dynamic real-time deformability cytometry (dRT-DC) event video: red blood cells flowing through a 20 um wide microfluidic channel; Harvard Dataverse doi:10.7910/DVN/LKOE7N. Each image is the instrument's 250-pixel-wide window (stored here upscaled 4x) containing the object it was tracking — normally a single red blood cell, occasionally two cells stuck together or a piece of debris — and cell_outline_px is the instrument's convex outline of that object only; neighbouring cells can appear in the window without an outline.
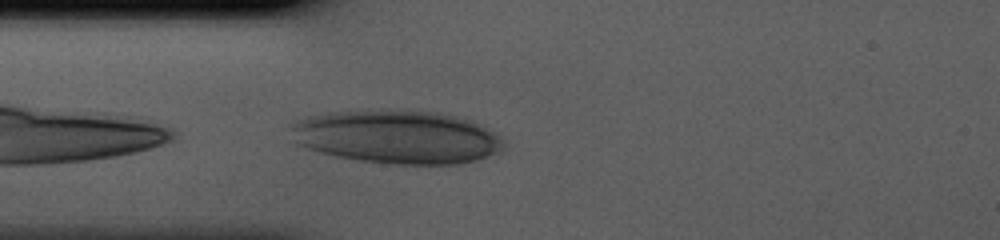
{"species": "human", "species_latin": "Homo sapiens", "temperature_condition": "cold", "stored_images_in_passage": 28, "camera_frame_rate_fps": 3000, "um_per_image_px": 0.085, "donor": {"sex": "male"}, "frame": {"image": 1, "passage_image": 1, "time_ms": 0.0, "image_size_px": [1000, 240], "cell_outline_px": [[504, 148], [500, 152], [476, 160], [456, 164], [396, 164], [360, 160], [336, 156], [320, 152], [296, 144], [288, 124], [292, 120], [324, 112], [388, 108], [400, 108], [432, 112], [452, 116], [468, 120], [496, 132], [500, 136], [504, 144]], "centroid_in_image_um": [33.68, 11.61], "position_along_channel_um": 51.3, "area_um2": 67.11}}
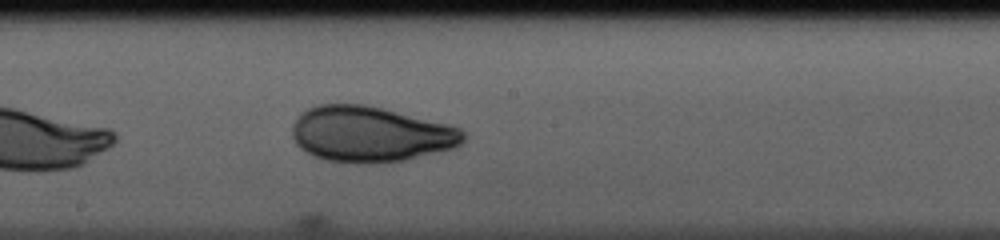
{"frame": {"image": 2, "passage_image": 13, "time_ms": 4.0, "image_size_px": [1000, 240], "cell_outline_px": [[464, 140], [456, 148], [404, 160], [376, 164], [356, 164], [324, 160], [312, 156], [300, 148], [296, 144], [292, 136], [292, 124], [300, 112], [308, 108], [320, 104], [364, 104], [448, 124], [460, 128], [464, 132]], "centroid_in_image_um": [31.45, 11.42], "position_along_channel_um": 216.8, "area_um2": 55.95}}
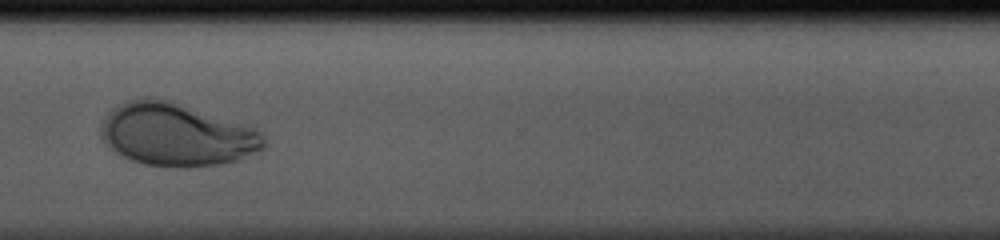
{"frame": {"image": 3, "passage_image": 23, "time_ms": 7.333, "image_size_px": [1000, 240], "cell_outline_px": [[264, 148], [240, 160], [220, 164], [144, 164], [132, 160], [116, 152], [104, 140], [100, 132], [100, 128], [108, 112], [120, 104], [128, 100], [140, 96], [148, 96], [168, 100], [256, 128], [264, 136]], "centroid_in_image_um": [15.0, 11.39], "position_along_channel_um": 355.6, "area_um2": 58.32}}